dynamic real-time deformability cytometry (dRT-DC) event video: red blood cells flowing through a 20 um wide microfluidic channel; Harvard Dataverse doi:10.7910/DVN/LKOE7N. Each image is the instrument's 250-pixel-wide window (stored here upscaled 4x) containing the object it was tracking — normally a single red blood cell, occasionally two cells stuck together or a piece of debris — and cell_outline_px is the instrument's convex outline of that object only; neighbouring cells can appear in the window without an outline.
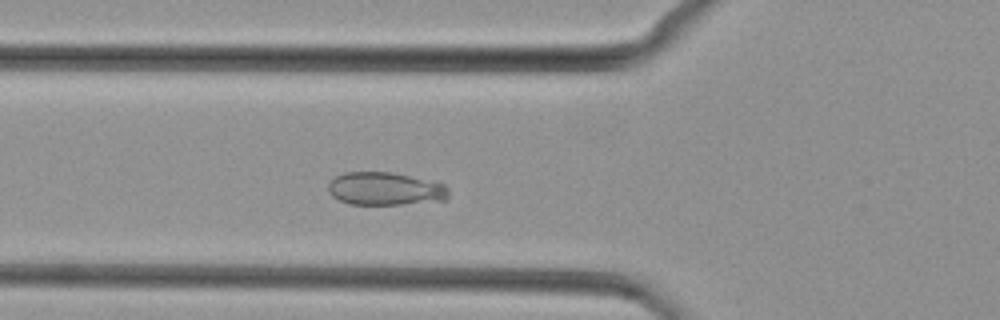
{"species": "common noctule bat (a hibernating species)", "species_latin": "Nyctalus noctula", "temperature_condition": "cold", "stored_images_in_passage": 36, "camera_frame_rate_fps": 3000, "um_per_image_px": 0.085, "animal": {"sex": "female", "body_mass_g": 29.2, "forearm_length_mm": 56.3}, "frame": {"image": 1, "passage_image": 14, "time_ms": 4.333, "image_size_px": [1000, 320], "cell_outline_px": [[448, 200], [400, 204], [348, 204], [332, 196], [328, 192], [328, 184], [336, 176], [344, 172], [392, 172], [436, 180], [444, 184], [448, 188]], "centroid_in_image_um": [32.78, 16.03], "position_along_channel_um": 93.0, "area_um2": 23.47}}
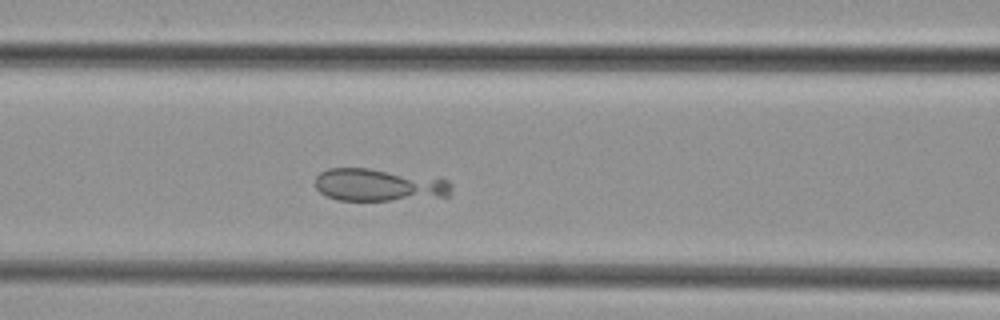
{"frame": {"image": 2, "passage_image": 17, "time_ms": 5.333, "image_size_px": [1000, 320], "cell_outline_px": [[452, 192], [448, 196], [388, 200], [336, 200], [320, 192], [316, 188], [316, 176], [320, 172], [328, 168], [368, 168], [440, 176], [448, 180], [452, 184]], "centroid_in_image_um": [32.27, 15.7], "position_along_channel_um": 134.3, "area_um2": 26.3}}